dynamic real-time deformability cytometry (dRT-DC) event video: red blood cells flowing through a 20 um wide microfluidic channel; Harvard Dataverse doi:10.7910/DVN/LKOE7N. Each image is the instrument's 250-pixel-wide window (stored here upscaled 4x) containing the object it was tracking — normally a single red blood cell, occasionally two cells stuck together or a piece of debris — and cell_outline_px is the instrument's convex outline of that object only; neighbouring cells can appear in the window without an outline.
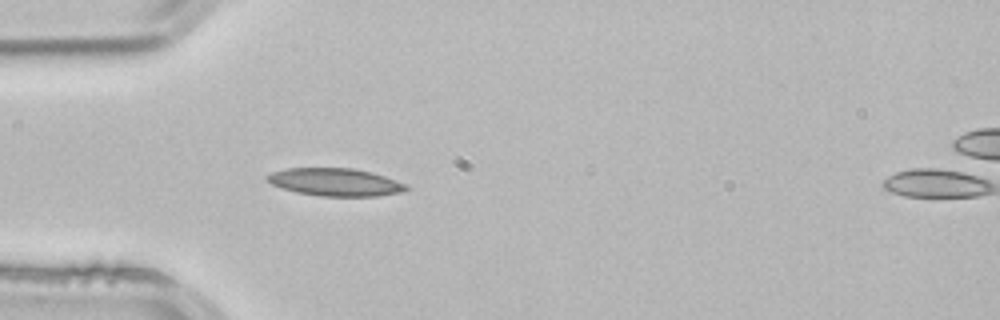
{"species": "common noctule bat (a hibernating species)", "species_latin": "Nyctalus noctula", "temperature_condition": "room temperature", "stored_images_in_passage": 5, "camera_frame_rate_fps": 3000, "um_per_image_px": 0.085, "animal": {"sex": "male", "body_mass_g": 21.5, "forearm_length_mm": 52.0}, "frame": {"image": 1, "passage_image": 4, "time_ms": 1.0, "image_size_px": [1000, 320], "cell_outline_px": [[408, 188], [404, 192], [376, 196], [320, 196], [296, 192], [272, 184], [264, 176], [272, 172], [284, 168], [352, 168], [372, 172], [408, 184]], "centroid_in_image_um": [28.52, 15.47], "position_along_channel_um": 56.5, "area_um2": 22.48}}